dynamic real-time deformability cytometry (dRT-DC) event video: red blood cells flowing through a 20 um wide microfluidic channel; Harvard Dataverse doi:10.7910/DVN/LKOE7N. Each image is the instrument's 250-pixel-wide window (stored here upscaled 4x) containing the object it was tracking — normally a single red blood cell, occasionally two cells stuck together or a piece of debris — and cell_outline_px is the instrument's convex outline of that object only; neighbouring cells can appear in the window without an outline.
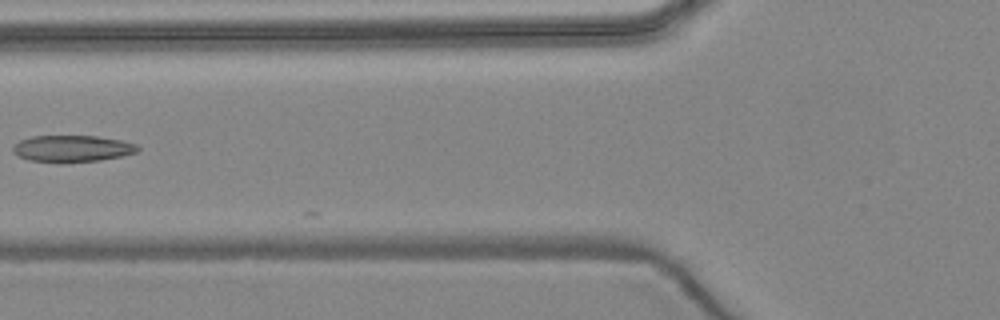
{"species": "common noctule bat (a hibernating species)", "species_latin": "Nyctalus noctula", "temperature_condition": "warm", "stored_images_in_passage": 7, "camera_frame_rate_fps": 3000, "um_per_image_px": 0.085, "animal": {"sex": "female", "body_mass_g": 24.6, "forearm_length_mm": 56.2}, "frame": {"image": 1, "passage_image": 6, "time_ms": 6.333, "image_size_px": [1000, 320], "cell_outline_px": [[140, 148], [136, 152], [120, 156], [100, 160], [64, 164], [60, 164], [28, 160], [12, 152], [12, 148], [20, 140], [32, 136], [96, 136], [120, 140], [136, 144]], "centroid_in_image_um": [6.1, 12.65], "position_along_channel_um": 119.7, "area_um2": 19.59}}